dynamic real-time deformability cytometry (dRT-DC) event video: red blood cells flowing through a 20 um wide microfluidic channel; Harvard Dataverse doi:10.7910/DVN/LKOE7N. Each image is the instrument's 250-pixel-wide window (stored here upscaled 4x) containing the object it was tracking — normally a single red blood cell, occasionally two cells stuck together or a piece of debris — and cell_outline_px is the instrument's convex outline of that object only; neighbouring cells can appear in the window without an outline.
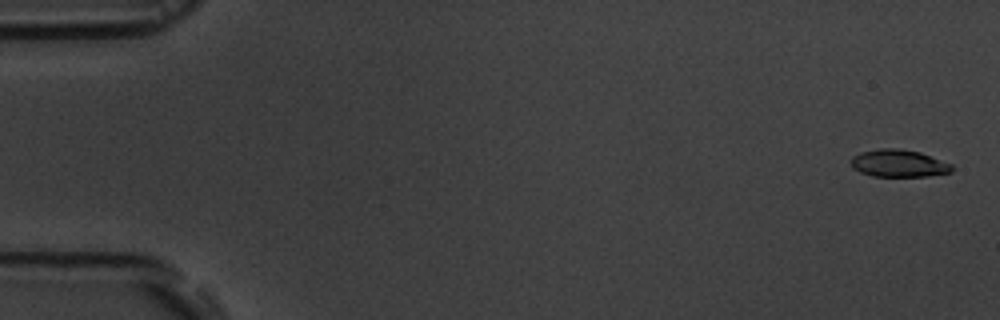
{"species": "common noctule bat (a hibernating species)", "species_latin": "Nyctalus noctula", "temperature_condition": "room temperature", "stored_images_in_passage": 8, "camera_frame_rate_fps": 3000, "um_per_image_px": 0.085, "animal": {"sex": "male", "body_mass_g": 19.5, "forearm_length_mm": 54.6}, "frame": {"image": 1, "passage_image": 1, "time_ms": 0.0, "image_size_px": [1000, 320], "cell_outline_px": [[952, 172], [928, 176], [872, 176], [860, 172], [852, 168], [852, 156], [860, 152], [880, 148], [900, 148], [920, 152], [952, 164]], "centroid_in_image_um": [76.38, 13.88], "position_along_channel_um": 8.6, "area_um2": 16.13}}
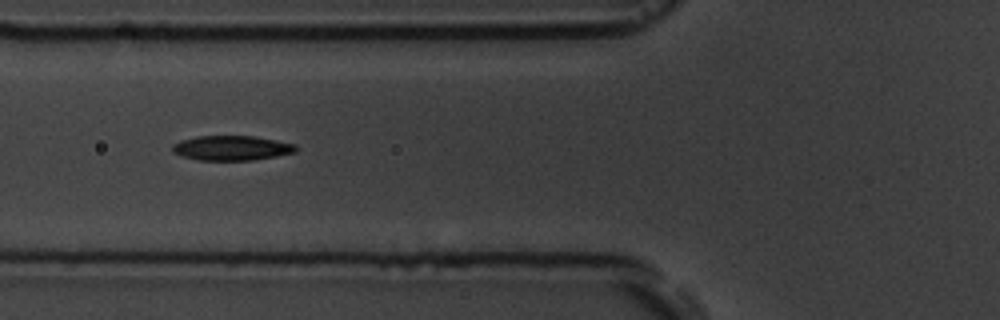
{"frame": {"image": 2, "passage_image": 7, "time_ms": 6.667, "image_size_px": [1000, 320], "cell_outline_px": [[300, 148], [296, 152], [276, 156], [252, 160], [200, 160], [180, 156], [172, 152], [172, 144], [180, 140], [196, 136], [256, 136], [296, 144]], "centroid_in_image_um": [19.7, 12.57], "position_along_channel_um": 106.1, "area_um2": 18.03}}
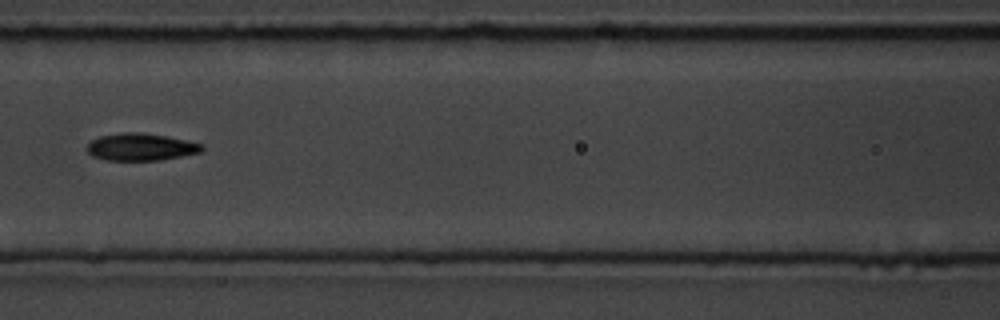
{"frame": {"image": 3, "passage_image": 8, "time_ms": 8.0, "image_size_px": [1000, 320], "cell_outline_px": [[204, 148], [200, 152], [160, 160], [108, 160], [92, 156], [88, 152], [88, 144], [92, 140], [100, 136], [124, 132], [140, 132], [164, 136], [204, 144]], "centroid_in_image_um": [11.96, 12.49], "position_along_channel_um": 154.6, "area_um2": 17.98}}